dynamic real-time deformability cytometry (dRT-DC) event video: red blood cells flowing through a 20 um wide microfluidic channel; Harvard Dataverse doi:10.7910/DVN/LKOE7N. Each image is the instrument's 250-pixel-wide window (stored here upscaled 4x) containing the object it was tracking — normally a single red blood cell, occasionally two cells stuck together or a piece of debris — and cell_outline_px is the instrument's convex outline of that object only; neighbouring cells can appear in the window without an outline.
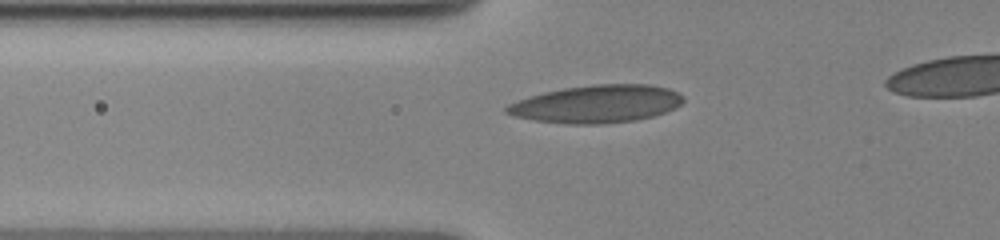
{"species": "human", "species_latin": "Homo sapiens", "temperature_condition": "cold", "stored_images_in_passage": 7, "camera_frame_rate_fps": 3000, "um_per_image_px": 0.085, "donor": {"sex": "female"}, "frame": {"image": 1, "passage_image": 6, "time_ms": 3.667, "image_size_px": [1000, 240], "cell_outline_px": [[684, 100], [676, 108], [652, 116], [636, 120], [600, 124], [568, 124], [536, 120], [516, 116], [504, 112], [504, 108], [508, 104], [528, 96], [544, 92], [564, 88], [596, 84], [648, 84], [668, 88], [680, 92], [684, 96]], "centroid_in_image_um": [50.74, 8.83], "position_along_channel_um": 75.1, "area_um2": 38.84}}